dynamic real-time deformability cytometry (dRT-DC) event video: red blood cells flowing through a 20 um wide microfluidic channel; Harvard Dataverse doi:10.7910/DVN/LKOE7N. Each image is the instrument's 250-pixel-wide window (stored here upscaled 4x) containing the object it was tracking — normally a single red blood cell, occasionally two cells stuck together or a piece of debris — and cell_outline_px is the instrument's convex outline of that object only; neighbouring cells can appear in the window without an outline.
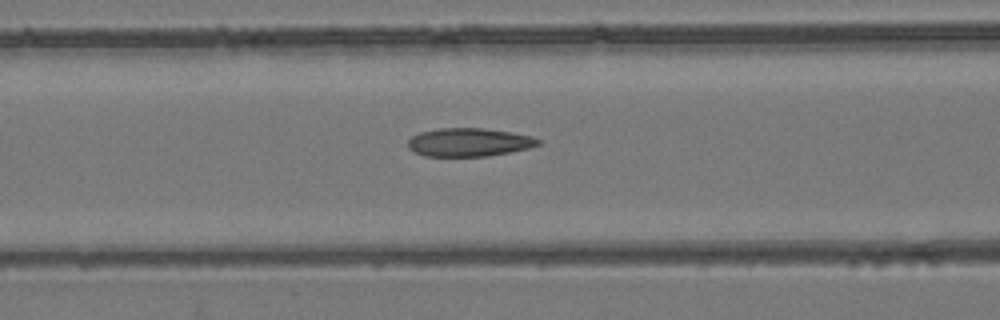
{"species": "common noctule bat (a hibernating species)", "species_latin": "Nyctalus noctula", "temperature_condition": "room temperature", "stored_images_in_passage": 52, "camera_frame_rate_fps": 3000, "um_per_image_px": 0.085, "animal": {"sex": "female", "body_mass_g": 24.6, "forearm_length_mm": 56.2}, "frame": {"image": 1, "passage_image": 21, "time_ms": 6.667, "image_size_px": [1000, 320], "cell_outline_px": [[540, 144], [528, 148], [488, 156], [424, 156], [408, 148], [408, 140], [412, 136], [420, 132], [440, 128], [484, 128], [512, 132], [532, 136], [540, 140]], "centroid_in_image_um": [39.86, 12.08], "position_along_channel_um": 126.7, "area_um2": 21.44}}
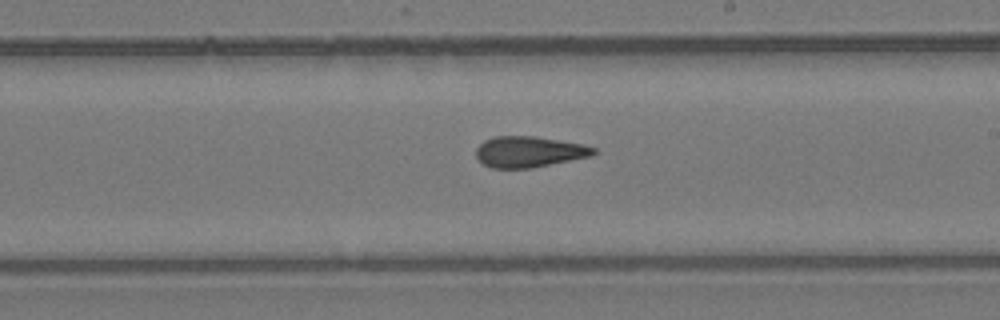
{"frame": {"image": 2, "passage_image": 30, "time_ms": 9.667, "image_size_px": [1000, 320], "cell_outline_px": [[600, 152], [592, 156], [532, 168], [492, 168], [484, 164], [476, 156], [476, 148], [484, 140], [496, 136], [536, 136], [584, 144], [596, 148]], "centroid_in_image_um": [45.02, 12.9], "position_along_channel_um": 244.0, "area_um2": 21.39}}
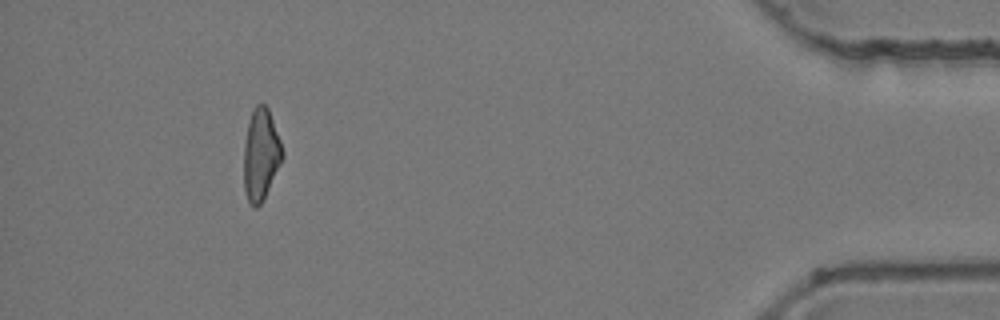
{"frame": {"image": 3, "passage_image": 48, "time_ms": 15.667, "image_size_px": [1000, 320], "cell_outline_px": [[284, 156], [264, 200], [256, 208], [252, 208], [248, 200], [244, 188], [244, 144], [248, 124], [252, 108], [256, 104], [264, 104], [268, 108], [280, 140], [284, 152]], "centroid_in_image_um": [22.17, 13.16], "position_along_channel_um": 413.0, "area_um2": 20.69}, "authors_computed_cell_mechanics": {"area_um2": 21.6461, "velocity_mm_per_s": 3.9199, "shape_relaxation_time_tau1_ms": null, "shape_relaxation_time_tau2_ms": 3.8494, "deformation_change_tau1": null, "deformation_change_tau2": 0.1378}}